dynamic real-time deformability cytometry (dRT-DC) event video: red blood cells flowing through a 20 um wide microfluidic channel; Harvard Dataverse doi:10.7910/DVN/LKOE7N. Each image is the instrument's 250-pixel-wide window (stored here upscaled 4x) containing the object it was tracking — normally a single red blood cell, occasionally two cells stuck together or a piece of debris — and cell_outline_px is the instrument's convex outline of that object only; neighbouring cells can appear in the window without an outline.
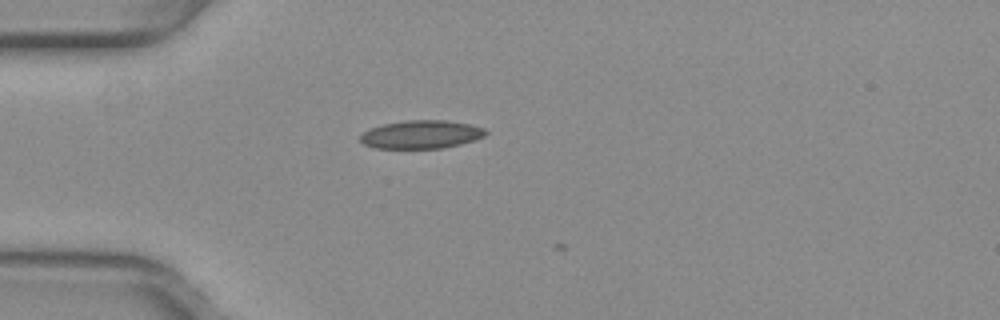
{"species": "common noctule bat (a hibernating species)", "species_latin": "Nyctalus noctula", "temperature_condition": "warm", "stored_images_in_passage": 3, "camera_frame_rate_fps": 3000, "um_per_image_px": 0.085, "animal": {"sex": "female", "body_mass_g": 29.2, "forearm_length_mm": 56.3}, "frame": {"image": 1, "passage_image": 2, "time_ms": 0.333, "image_size_px": [1000, 320], "cell_outline_px": [[488, 132], [484, 136], [460, 144], [440, 148], [376, 148], [364, 144], [360, 140], [360, 136], [364, 132], [372, 128], [384, 124], [404, 120], [448, 120], [472, 124], [484, 128]], "centroid_in_image_um": [35.83, 11.41], "position_along_channel_um": 49.2, "area_um2": 20.52}}